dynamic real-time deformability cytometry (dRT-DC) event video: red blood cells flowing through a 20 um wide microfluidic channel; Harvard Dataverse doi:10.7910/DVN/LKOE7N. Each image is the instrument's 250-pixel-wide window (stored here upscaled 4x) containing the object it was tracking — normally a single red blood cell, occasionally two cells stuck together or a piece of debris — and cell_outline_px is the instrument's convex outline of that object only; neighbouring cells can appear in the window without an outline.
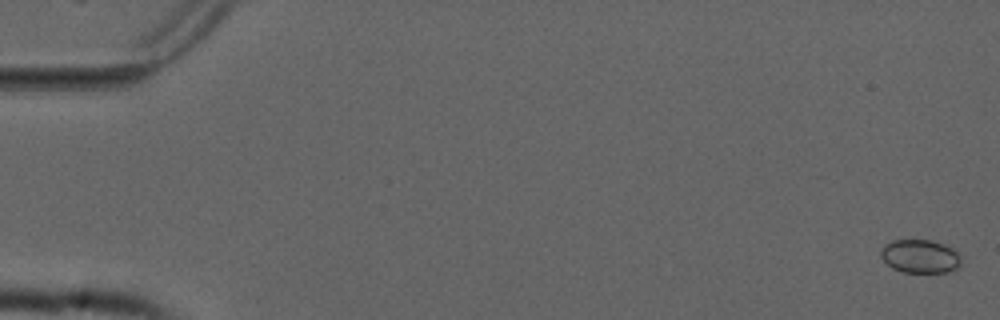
{"species": "common noctule bat (a hibernating species)", "species_latin": "Nyctalus noctula", "temperature_condition": "cold", "stored_images_in_passage": 8, "camera_frame_rate_fps": 3000, "um_per_image_px": 0.085, "animal": {"sex": "male", "forearm_length_mm": 52.5}, "frame": {"image": 1, "passage_image": 2, "time_ms": 0.333, "image_size_px": [1000, 320], "cell_outline_px": [[960, 264], [956, 268], [948, 272], [904, 272], [892, 268], [880, 256], [880, 252], [884, 244], [892, 240], [932, 240], [944, 244], [960, 252]], "centroid_in_image_um": [78.21, 21.77], "position_along_channel_um": 6.8, "area_um2": 15.72}}